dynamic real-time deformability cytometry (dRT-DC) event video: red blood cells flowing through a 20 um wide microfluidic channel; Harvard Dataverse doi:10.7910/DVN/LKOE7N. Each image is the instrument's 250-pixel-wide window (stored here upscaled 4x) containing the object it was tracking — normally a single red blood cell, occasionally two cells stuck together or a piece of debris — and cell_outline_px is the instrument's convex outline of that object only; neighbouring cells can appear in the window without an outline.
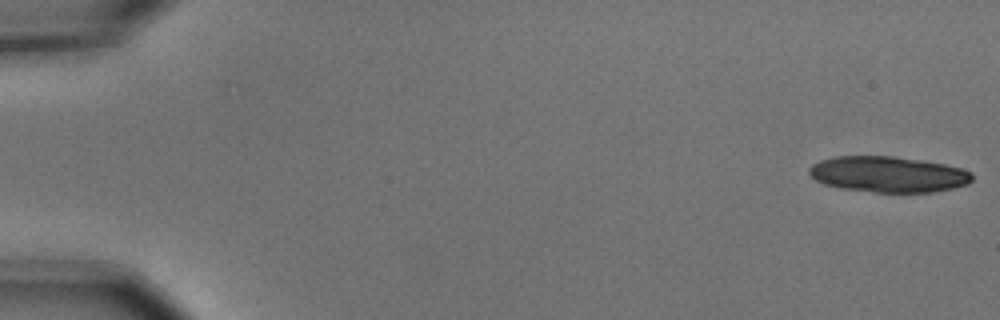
{"species": "common noctule bat (a hibernating species)", "species_latin": "Nyctalus noctula", "temperature_condition": "cold", "stored_images_in_passage": 5, "camera_frame_rate_fps": 3000, "um_per_image_px": 0.085, "animal": {"sex": "male", "body_mass_g": 15.6}, "frame": {"image": 1, "passage_image": 1, "time_ms": 0.0, "image_size_px": [1000, 320], "cell_outline_px": [[972, 180], [968, 184], [952, 188], [932, 192], [876, 192], [840, 188], [824, 184], [816, 180], [808, 172], [808, 168], [812, 164], [820, 160], [832, 156], [892, 156], [924, 160], [944, 164], [960, 168], [972, 172]], "centroid_in_image_um": [75.48, 14.81], "position_along_channel_um": 9.5, "area_um2": 34.16}}